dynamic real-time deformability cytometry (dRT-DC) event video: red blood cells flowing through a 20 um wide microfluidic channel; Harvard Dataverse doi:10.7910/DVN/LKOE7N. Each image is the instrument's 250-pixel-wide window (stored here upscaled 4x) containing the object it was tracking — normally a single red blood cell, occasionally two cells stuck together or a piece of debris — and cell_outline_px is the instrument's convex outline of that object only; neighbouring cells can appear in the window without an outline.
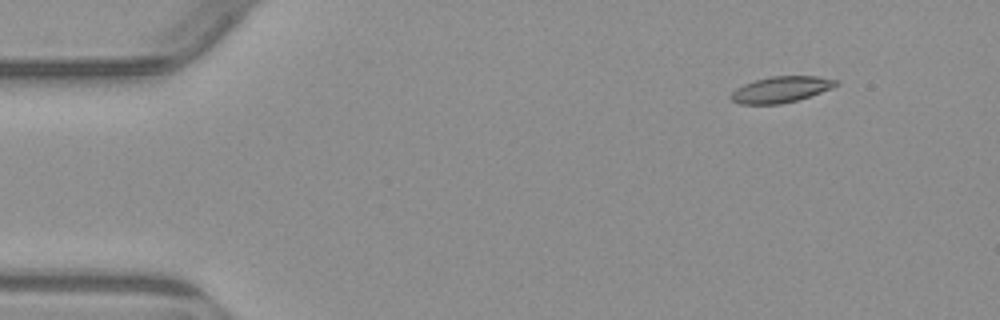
{"species": "common noctule bat (a hibernating species)", "species_latin": "Nyctalus noctula", "temperature_condition": "warm", "stored_images_in_passage": 5, "camera_frame_rate_fps": 3000, "um_per_image_px": 0.085, "animal": {"sex": "male", "body_mass_g": 23.1, "forearm_length_mm": 52.7}, "frame": {"image": 1, "passage_image": 2, "time_ms": 1.0, "image_size_px": [1000, 320], "cell_outline_px": [[840, 84], [832, 88], [796, 100], [780, 104], [740, 104], [732, 100], [728, 96], [736, 88], [744, 84], [768, 76], [816, 76], [840, 80]], "centroid_in_image_um": [66.38, 7.59], "position_along_channel_um": 18.6, "area_um2": 15.95}}
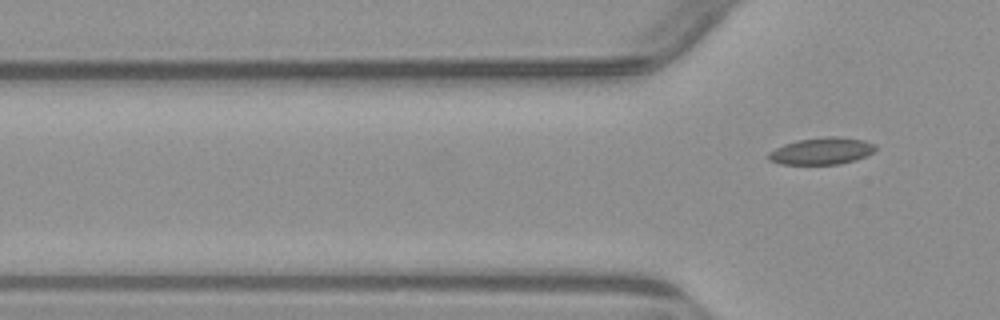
{"frame": {"image": 2, "passage_image": 5, "time_ms": 8.667, "image_size_px": [1000, 320], "cell_outline_px": [[876, 148], [872, 152], [856, 160], [840, 164], [780, 164], [768, 160], [764, 156], [768, 152], [784, 144], [796, 140], [824, 136], [840, 136], [864, 140], [876, 144]], "centroid_in_image_um": [69.8, 12.83], "position_along_channel_um": 56.0, "area_um2": 17.05}}